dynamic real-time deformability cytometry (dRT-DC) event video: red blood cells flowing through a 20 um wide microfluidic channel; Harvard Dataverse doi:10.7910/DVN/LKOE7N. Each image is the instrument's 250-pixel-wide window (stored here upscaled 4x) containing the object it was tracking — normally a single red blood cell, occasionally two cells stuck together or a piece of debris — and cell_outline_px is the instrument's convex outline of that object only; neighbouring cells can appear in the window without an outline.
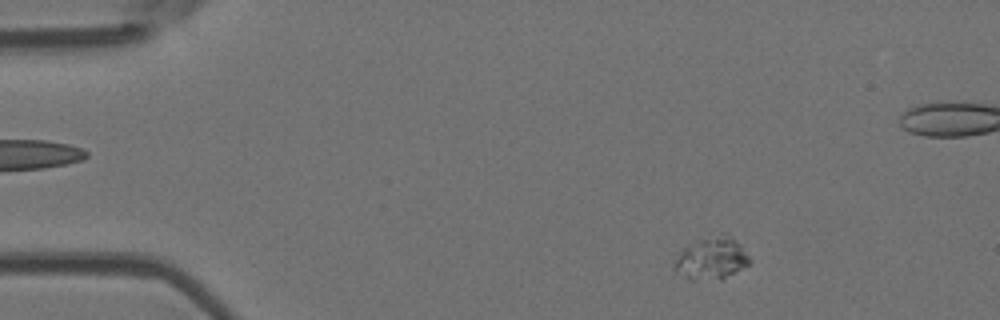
{"species": "Egyptian fruit bat (a non-hibernating species)", "species_latin": "Rousettus aegyptiacus", "temperature_condition": "room temperature", "stored_images_in_passage": 53, "camera_frame_rate_fps": 3000, "um_per_image_px": 0.085, "animal": {"sex": "female"}, "frame": {"image": 1, "passage_image": 4, "time_ms": 1.0, "image_size_px": [1000, 320], "cell_outline_px": [[752, 260], [748, 264], [720, 280], [692, 280], [676, 272], [676, 260], [680, 252], [688, 244], [720, 232], [728, 232], [740, 244]], "centroid_in_image_um": [60.52, 21.93], "position_along_channel_um": 24.5, "area_um2": 18.5}}
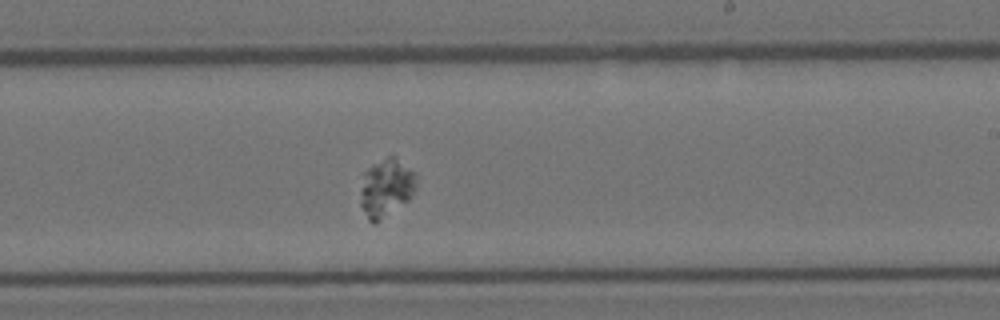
{"frame": {"image": 2, "passage_image": 30, "time_ms": 9.667, "image_size_px": [1000, 320], "cell_outline_px": [[416, 188], [408, 200], [376, 224], [372, 224], [368, 220], [360, 204], [360, 192], [364, 172], [368, 168], [388, 156], [396, 156], [416, 172]], "centroid_in_image_um": [32.83, 15.97], "position_along_channel_um": 256.2, "area_um2": 19.07}}
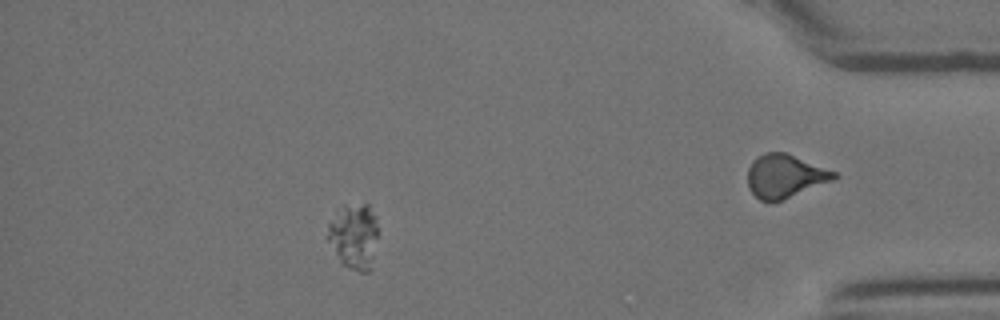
{"frame": {"image": 3, "passage_image": 46, "time_ms": 15.0, "image_size_px": [1000, 320], "cell_outline_px": [[376, 236], [372, 256], [368, 272], [360, 272], [344, 264], [340, 260], [324, 236], [328, 224], [340, 204], [368, 204], [376, 216]], "centroid_in_image_um": [30.01, 19.99], "position_along_channel_um": 405.2, "area_um2": 19.07}}